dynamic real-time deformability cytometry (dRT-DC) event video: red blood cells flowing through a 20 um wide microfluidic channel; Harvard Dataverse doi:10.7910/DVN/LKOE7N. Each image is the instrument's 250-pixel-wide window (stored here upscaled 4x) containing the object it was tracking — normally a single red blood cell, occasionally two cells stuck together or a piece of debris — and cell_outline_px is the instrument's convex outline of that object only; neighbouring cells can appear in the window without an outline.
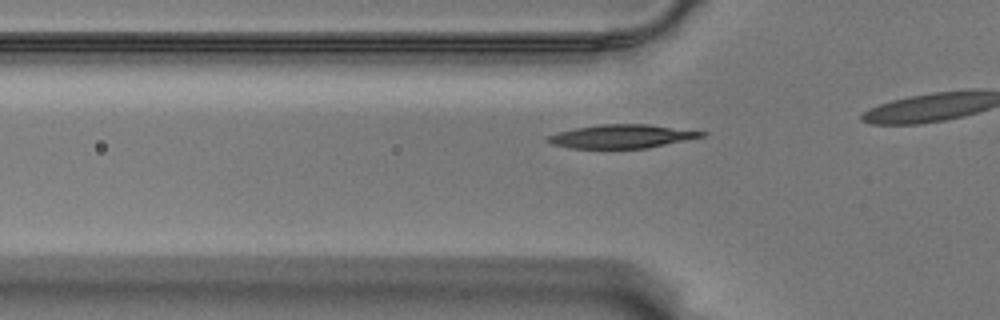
{"species": "Egyptian fruit bat (a non-hibernating species)", "species_latin": "Rousettus aegyptiacus", "temperature_condition": "warm", "stored_images_in_passage": 21, "camera_frame_rate_fps": 3000, "um_per_image_px": 0.085, "animal": {"sex": "male"}, "frame": {"image": 1, "passage_image": 15, "time_ms": 4.667, "image_size_px": [1000, 320], "cell_outline_px": [[708, 132], [704, 136], [648, 148], [572, 148], [552, 144], [544, 140], [548, 136], [560, 132], [576, 128], [600, 124], [648, 124]], "centroid_in_image_um": [52.86, 11.59], "position_along_channel_um": 72.9, "area_um2": 20.92}}
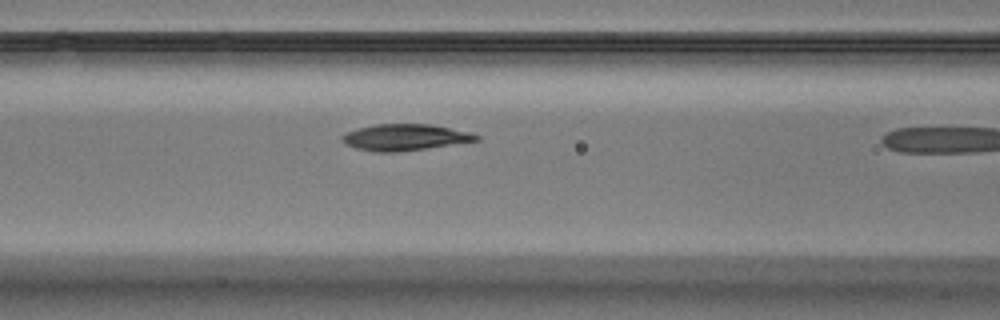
{"frame": {"image": 2, "passage_image": 20, "time_ms": 6.333, "image_size_px": [1000, 320], "cell_outline_px": [[480, 140], [400, 152], [376, 152], [356, 148], [344, 144], [340, 140], [340, 136], [348, 132], [360, 128], [376, 124], [428, 124], [472, 132], [480, 136]], "centroid_in_image_um": [34.41, 11.68], "position_along_channel_um": 132.2, "area_um2": 20.58}}